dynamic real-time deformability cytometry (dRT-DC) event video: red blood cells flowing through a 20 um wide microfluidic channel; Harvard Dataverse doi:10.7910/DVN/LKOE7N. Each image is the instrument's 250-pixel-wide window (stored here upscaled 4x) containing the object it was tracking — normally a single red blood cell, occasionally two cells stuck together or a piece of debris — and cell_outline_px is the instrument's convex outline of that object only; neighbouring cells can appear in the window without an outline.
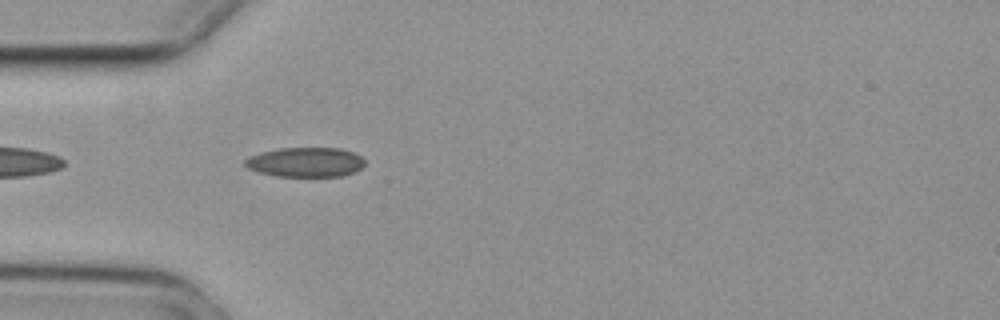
{"species": "common noctule bat (a hibernating species)", "species_latin": "Nyctalus noctula", "temperature_condition": "cold", "stored_images_in_passage": 5, "camera_frame_rate_fps": 3000, "um_per_image_px": 0.085, "animal": {"sex": "female", "body_mass_g": 29.2, "forearm_length_mm": 56.3}, "frame": {"image": 1, "passage_image": 5, "time_ms": 1.333, "image_size_px": [1000, 320], "cell_outline_px": [[364, 164], [360, 168], [352, 172], [340, 176], [276, 176], [260, 172], [248, 168], [244, 164], [244, 160], [248, 156], [260, 152], [276, 148], [340, 148], [352, 152], [360, 156], [364, 160]], "centroid_in_image_um": [25.92, 13.77], "position_along_channel_um": 59.1, "area_um2": 20.58}}